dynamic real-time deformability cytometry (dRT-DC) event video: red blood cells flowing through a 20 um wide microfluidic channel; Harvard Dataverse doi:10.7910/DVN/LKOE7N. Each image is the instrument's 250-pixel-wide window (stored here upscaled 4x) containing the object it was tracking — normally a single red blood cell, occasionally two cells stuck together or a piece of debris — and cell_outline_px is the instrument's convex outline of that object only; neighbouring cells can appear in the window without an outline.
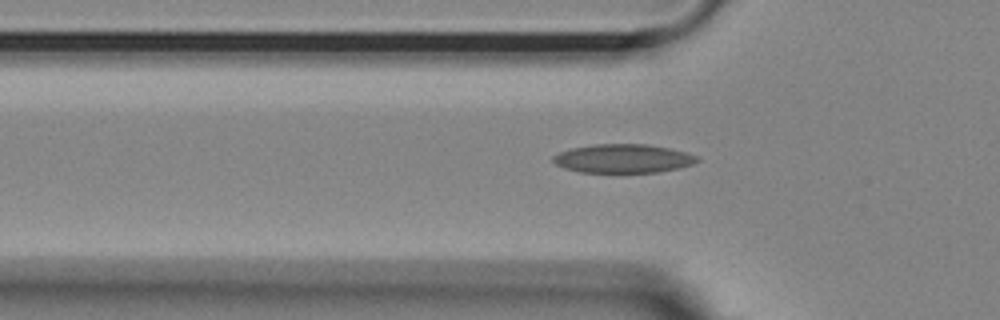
{"species": "Egyptian fruit bat (a non-hibernating species)", "species_latin": "Rousettus aegyptiacus", "temperature_condition": "room temperature", "stored_images_in_passage": 37, "camera_frame_rate_fps": 3000, "um_per_image_px": 0.085, "animal": {"sex": "female"}, "frame": {"image": 1, "passage_image": 3, "time_ms": 0.667, "image_size_px": [1000, 320], "cell_outline_px": [[700, 160], [692, 164], [676, 168], [656, 172], [580, 172], [564, 168], [556, 164], [552, 160], [552, 156], [560, 152], [572, 148], [596, 144], [644, 144], [668, 148], [688, 152], [700, 156]], "centroid_in_image_um": [52.98, 13.47], "position_along_channel_um": 72.8, "area_um2": 23.99}}
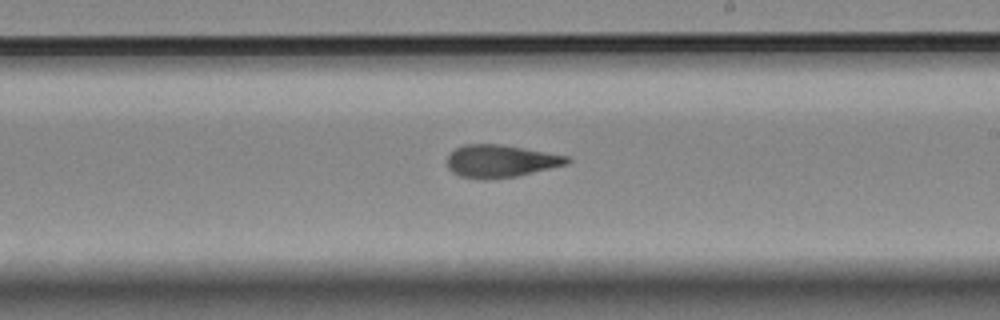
{"frame": {"image": 2, "passage_image": 17, "time_ms": 5.333, "image_size_px": [1000, 320], "cell_outline_px": [[572, 160], [568, 164], [516, 176], [484, 180], [460, 176], [452, 172], [448, 168], [448, 156], [456, 148], [464, 144], [500, 144], [524, 148], [568, 156]], "centroid_in_image_um": [42.55, 13.69], "position_along_channel_um": 246.4, "area_um2": 22.66}}
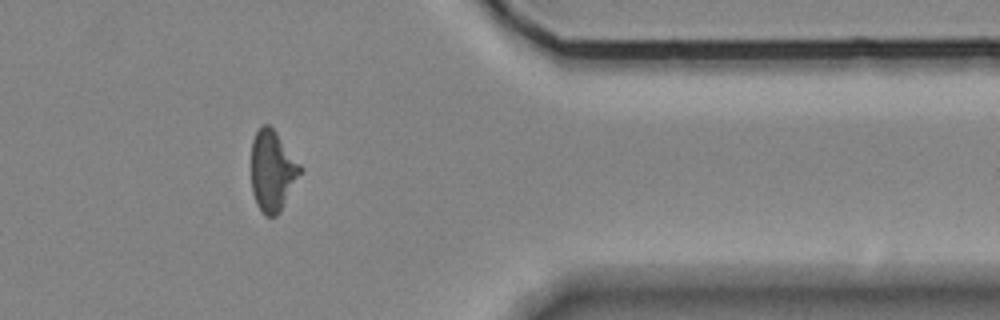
{"frame": {"image": 3, "passage_image": 30, "time_ms": 9.667, "image_size_px": [1000, 320], "cell_outline_px": [[304, 168], [280, 212], [276, 216], [264, 216], [256, 204], [252, 192], [252, 140], [260, 124], [268, 124], [276, 132]], "centroid_in_image_um": [23.16, 14.53], "position_along_channel_um": 388.2, "area_um2": 23.18}, "authors_computed_cell_mechanics": {"area_um2": 22.831, "velocity_mm_per_s": 3.6928, "shape_relaxation_time_tau1_ms": null, "shape_relaxation_time_tau2_ms": 3.3312, "deformation_change_tau1": null, "deformation_change_tau2": 0.1159}}